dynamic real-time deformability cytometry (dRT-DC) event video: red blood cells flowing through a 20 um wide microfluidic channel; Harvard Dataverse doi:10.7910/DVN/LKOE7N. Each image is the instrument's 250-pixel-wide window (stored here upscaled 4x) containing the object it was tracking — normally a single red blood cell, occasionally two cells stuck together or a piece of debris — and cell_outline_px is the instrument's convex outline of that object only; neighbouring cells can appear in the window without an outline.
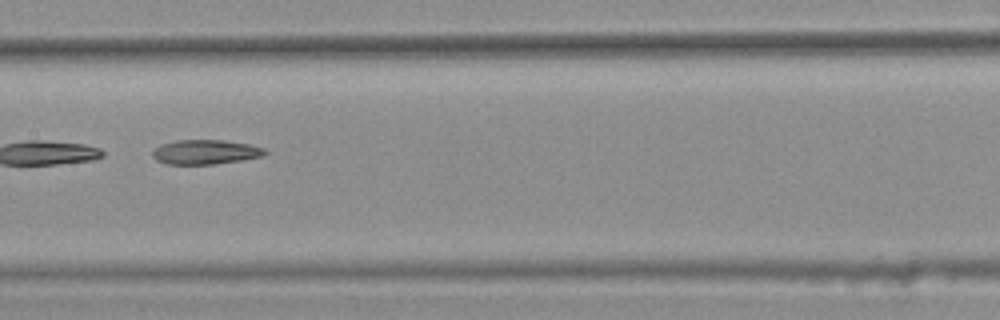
{"species": "common noctule bat (a hibernating species)", "species_latin": "Nyctalus noctula", "temperature_condition": "warm", "stored_images_in_passage": 9, "camera_frame_rate_fps": 3000, "um_per_image_px": 0.085, "animal": {"sex": "female", "body_mass_g": 25.1}, "frame": {"image": 1, "passage_image": 6, "time_ms": 1.667, "image_size_px": [1000, 320], "cell_outline_px": [[268, 152], [264, 156], [216, 164], [164, 164], [156, 160], [152, 156], [152, 152], [160, 144], [176, 140], [224, 140], [252, 144], [264, 148]], "centroid_in_image_um": [17.47, 12.92], "position_along_channel_um": 189.9, "area_um2": 16.24}}
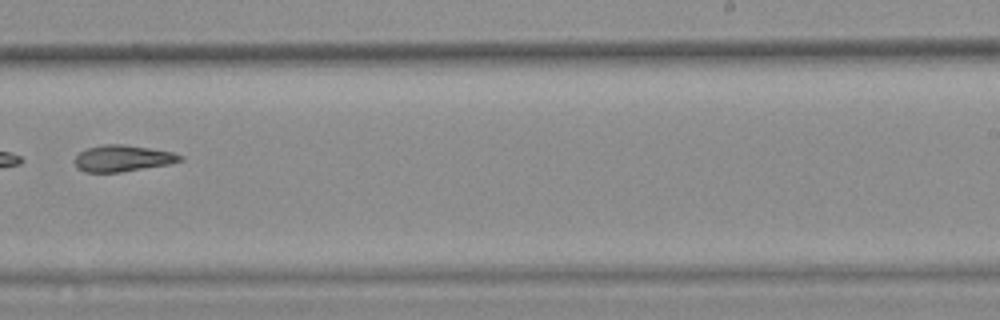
{"frame": {"image": 2, "passage_image": 8, "time_ms": 2.333, "image_size_px": [1000, 320], "cell_outline_px": [[184, 160], [168, 164], [120, 172], [84, 172], [76, 168], [72, 160], [80, 152], [88, 148], [104, 144], [124, 144], [172, 152], [184, 156]], "centroid_in_image_um": [10.39, 13.46], "position_along_channel_um": 278.6, "area_um2": 16.24}}
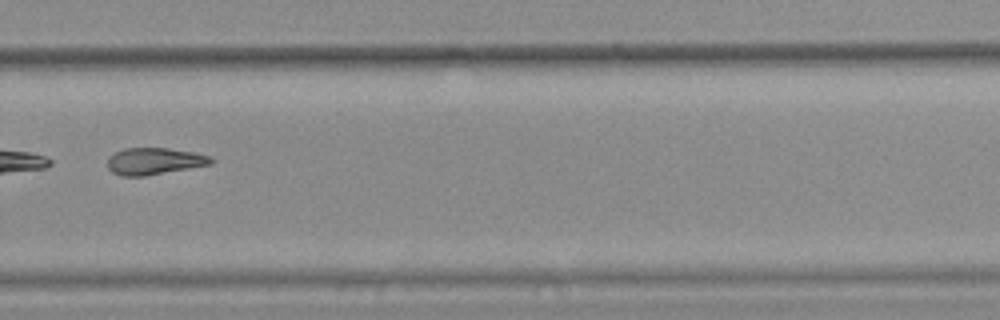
{"frame": {"image": 3, "passage_image": 9, "time_ms": 2.667, "image_size_px": [1000, 320], "cell_outline_px": [[216, 160], [212, 164], [144, 176], [120, 176], [112, 172], [108, 168], [108, 156], [124, 148], [168, 148], [196, 152], [208, 156]], "centroid_in_image_um": [13.12, 13.69], "position_along_channel_um": 316.7, "area_um2": 16.24}}